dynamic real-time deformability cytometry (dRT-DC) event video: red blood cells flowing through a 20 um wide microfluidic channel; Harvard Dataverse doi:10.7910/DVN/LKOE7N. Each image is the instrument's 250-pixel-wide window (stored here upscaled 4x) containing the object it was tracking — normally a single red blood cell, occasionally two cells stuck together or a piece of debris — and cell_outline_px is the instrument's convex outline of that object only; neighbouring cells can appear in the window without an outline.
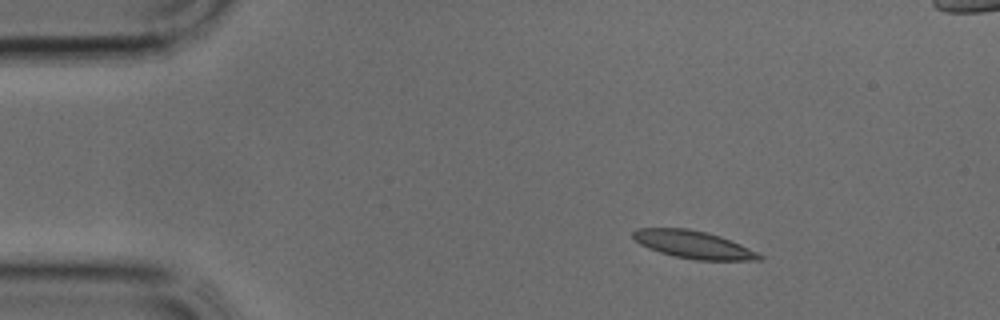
{"species": "common noctule bat (a hibernating species)", "species_latin": "Nyctalus noctula", "temperature_condition": "cold", "stored_images_in_passage": 34, "camera_frame_rate_fps": 3000, "um_per_image_px": 0.085, "animal": {"sex": "male", "body_mass_g": 17.9, "forearm_length_mm": 54.2}, "frame": {"image": 1, "passage_image": 1, "time_ms": 0.0, "image_size_px": [1000, 320], "cell_outline_px": [[764, 256], [760, 260], [696, 260], [676, 256], [660, 252], [648, 248], [640, 244], [632, 236], [632, 232], [636, 228], [688, 228], [720, 236], [740, 244]], "centroid_in_image_um": [58.92, 20.78], "position_along_channel_um": 26.1, "area_um2": 20.11}}
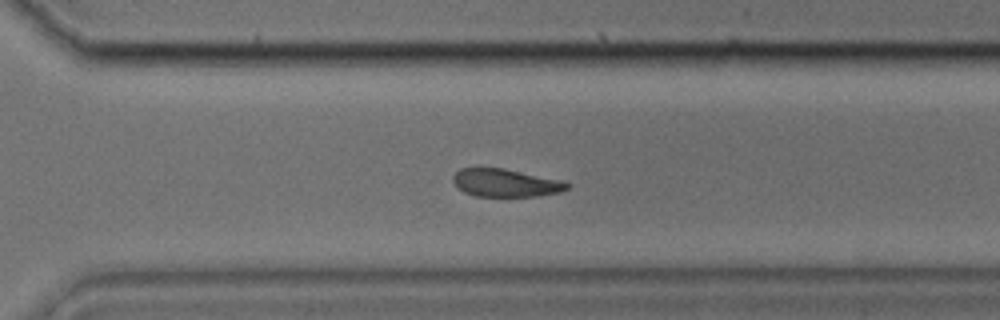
{"frame": {"image": 2, "passage_image": 22, "time_ms": 7.0, "image_size_px": [1000, 320], "cell_outline_px": [[572, 184], [568, 188], [560, 192], [536, 196], [476, 196], [464, 192], [452, 180], [452, 176], [460, 168], [504, 168], [560, 180]], "centroid_in_image_um": [42.98, 15.54], "position_along_channel_um": 327.6, "area_um2": 18.38}}
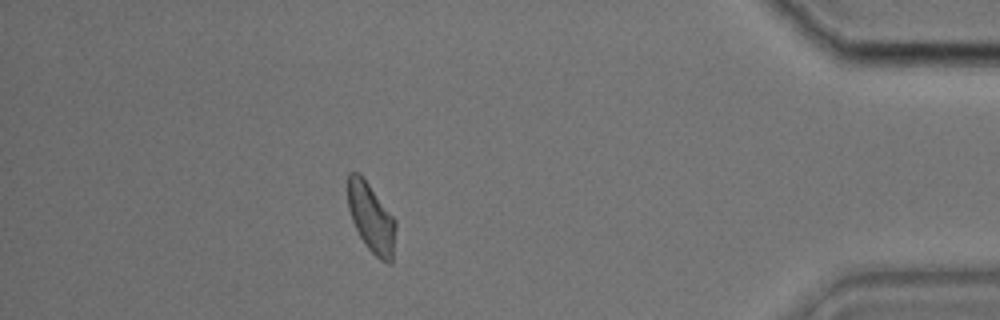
{"frame": {"image": 3, "passage_image": 29, "time_ms": 9.333, "image_size_px": [1000, 320], "cell_outline_px": [[396, 228], [392, 264], [388, 264], [380, 260], [364, 244], [352, 220], [348, 208], [348, 172], [360, 172], [396, 220]], "centroid_in_image_um": [31.56, 18.52], "position_along_channel_um": 403.6, "area_um2": 19.42}}